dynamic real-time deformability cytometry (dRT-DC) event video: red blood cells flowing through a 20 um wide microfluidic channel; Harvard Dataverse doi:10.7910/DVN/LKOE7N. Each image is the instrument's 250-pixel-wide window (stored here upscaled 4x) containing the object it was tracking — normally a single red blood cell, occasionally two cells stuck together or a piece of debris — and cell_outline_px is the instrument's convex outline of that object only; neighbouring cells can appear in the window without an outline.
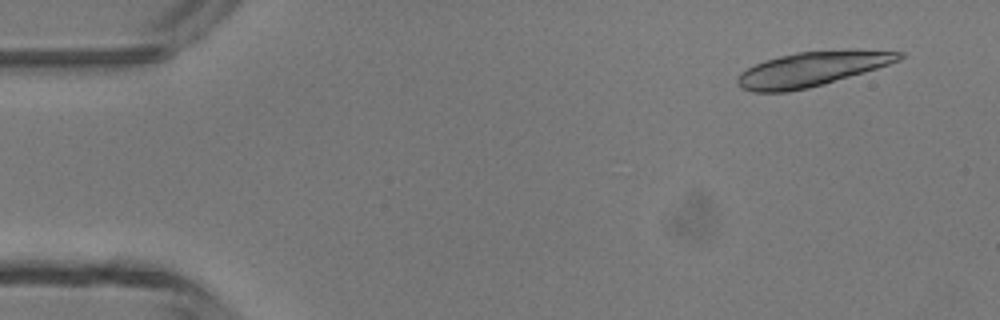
{"species": "common noctule bat (a hibernating species)", "species_latin": "Nyctalus noctula", "temperature_condition": "room temperature", "stored_images_in_passage": 16, "camera_frame_rate_fps": 3000, "um_per_image_px": 0.085, "animal": {"sex": "male", "body_mass_g": 13.3}, "frame": {"image": 1, "passage_image": 3, "time_ms": 0.667, "image_size_px": [1000, 320], "cell_outline_px": [[904, 56], [900, 60], [876, 68], [824, 84], [808, 88], [788, 92], [752, 92], [740, 88], [736, 84], [736, 80], [740, 72], [764, 60], [796, 52], [848, 48], [904, 52]], "centroid_in_image_um": [69.0, 5.85], "position_along_channel_um": 16.0, "area_um2": 32.89}}